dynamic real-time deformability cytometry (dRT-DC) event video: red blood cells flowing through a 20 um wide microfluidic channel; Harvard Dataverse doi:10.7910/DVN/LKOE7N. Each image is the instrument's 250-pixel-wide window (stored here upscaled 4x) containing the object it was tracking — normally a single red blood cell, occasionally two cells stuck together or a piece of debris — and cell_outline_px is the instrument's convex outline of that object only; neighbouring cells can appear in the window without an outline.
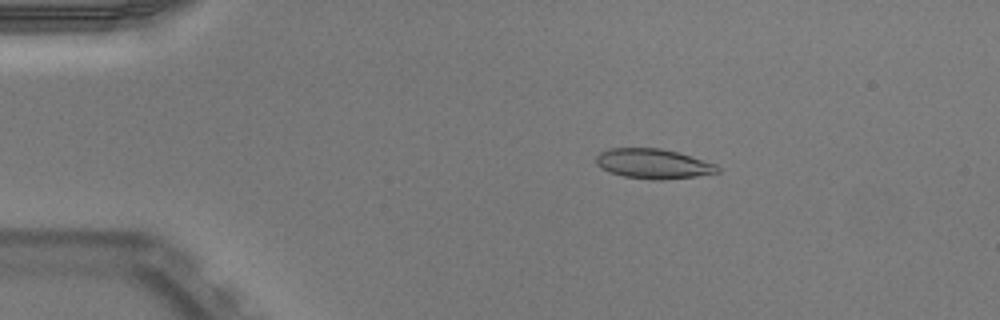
{"species": "Egyptian fruit bat (a non-hibernating species)", "species_latin": "Rousettus aegyptiacus", "temperature_condition": "warm", "stored_images_in_passage": 51, "camera_frame_rate_fps": 3000, "um_per_image_px": 0.085, "animal": {"sex": "male"}, "frame": {"image": 1, "passage_image": 9, "time_ms": 2.667, "image_size_px": [1000, 320], "cell_outline_px": [[720, 172], [696, 176], [664, 180], [652, 180], [624, 176], [608, 172], [600, 168], [596, 164], [596, 156], [600, 152], [608, 148], [660, 148], [676, 152], [716, 164], [720, 168]], "centroid_in_image_um": [55.49, 13.92], "position_along_channel_um": 29.5, "area_um2": 21.15}}
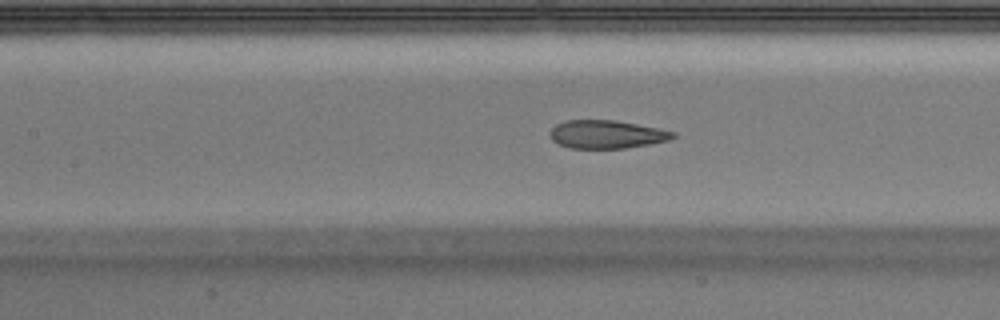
{"frame": {"image": 2, "passage_image": 23, "time_ms": 7.333, "image_size_px": [1000, 320], "cell_outline_px": [[676, 136], [672, 140], [624, 148], [568, 148], [552, 140], [552, 128], [556, 124], [564, 120], [616, 120], [676, 132]], "centroid_in_image_um": [51.59, 11.41], "position_along_channel_um": 155.8, "area_um2": 20.06}}
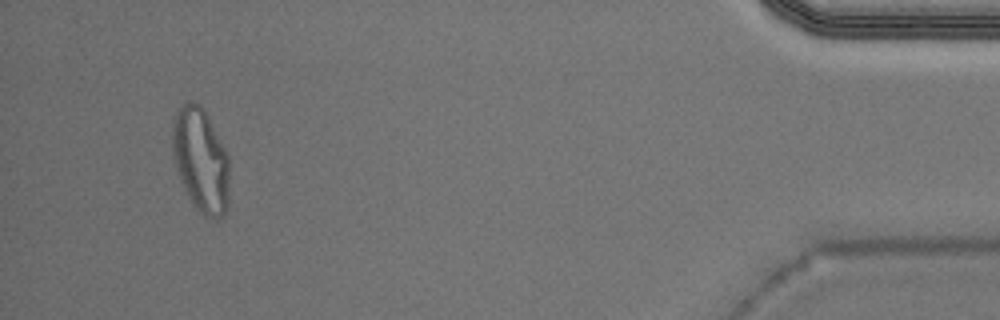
{"frame": {"image": 3, "passage_image": 48, "time_ms": 15.667, "image_size_px": [1000, 320], "cell_outline_px": [[228, 208], [224, 216], [216, 220], [204, 216], [196, 208], [184, 188], [180, 180], [172, 156], [172, 128], [176, 112], [180, 104], [188, 100], [200, 104], [208, 116], [228, 156]], "centroid_in_image_um": [17.05, 13.62], "position_along_channel_um": 418.2, "area_um2": 34.74}, "authors_computed_cell_mechanics": {"area_um2": 21.2704, "velocity_mm_per_s": 3.9716, "shape_relaxation_time_tau1_ms": 9.9314, "shape_relaxation_time_tau2_ms": 1.3626, "deformation_change_tau1": 0.3061, "deformation_change_tau2": 0.0656}}